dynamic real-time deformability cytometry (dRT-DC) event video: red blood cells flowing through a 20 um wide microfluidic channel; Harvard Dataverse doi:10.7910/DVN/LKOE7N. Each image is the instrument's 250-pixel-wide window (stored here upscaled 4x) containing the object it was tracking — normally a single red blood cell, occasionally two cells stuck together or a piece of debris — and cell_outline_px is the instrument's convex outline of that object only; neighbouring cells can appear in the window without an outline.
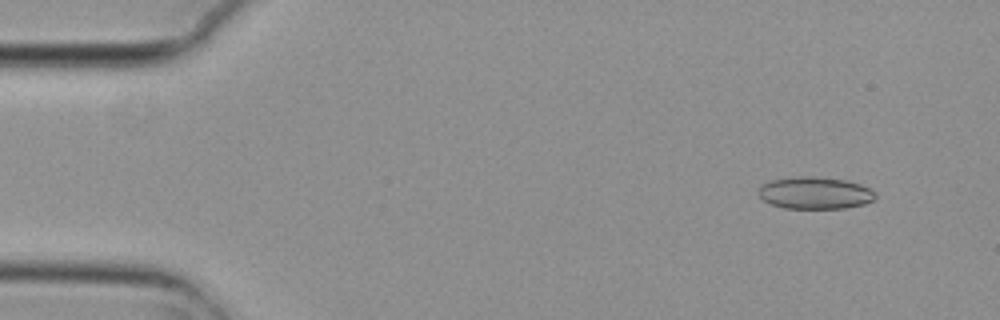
{"species": "common noctule bat (a hibernating species)", "species_latin": "Nyctalus noctula", "temperature_condition": "cold", "stored_images_in_passage": 6, "camera_frame_rate_fps": 3000, "um_per_image_px": 0.085, "animal": {"sex": "female", "body_mass_g": 29.2, "forearm_length_mm": 56.3}, "frame": {"image": 1, "passage_image": 2, "time_ms": 0.333, "image_size_px": [1000, 320], "cell_outline_px": [[876, 196], [872, 200], [864, 204], [844, 208], [784, 208], [772, 204], [764, 200], [756, 192], [760, 184], [768, 180], [800, 176], [812, 176], [844, 180], [860, 184], [876, 192]], "centroid_in_image_um": [69.22, 16.39], "position_along_channel_um": 15.8, "area_um2": 21.91}}